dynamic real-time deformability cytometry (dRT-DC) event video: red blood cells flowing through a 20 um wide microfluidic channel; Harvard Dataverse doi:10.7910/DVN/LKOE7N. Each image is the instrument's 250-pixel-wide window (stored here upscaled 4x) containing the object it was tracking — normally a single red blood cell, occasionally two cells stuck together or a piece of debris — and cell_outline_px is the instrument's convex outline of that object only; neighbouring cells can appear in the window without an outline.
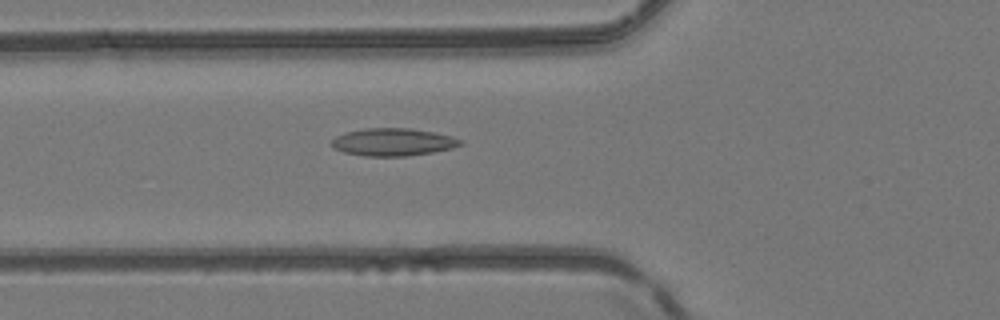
{"species": "common noctule bat (a hibernating species)", "species_latin": "Nyctalus noctula", "temperature_condition": "room temperature", "stored_images_in_passage": 35, "camera_frame_rate_fps": 3000, "um_per_image_px": 0.085, "animal": {"sex": "female", "body_mass_g": 24.6, "forearm_length_mm": 56.2}, "frame": {"image": 1, "passage_image": 14, "time_ms": 4.333, "image_size_px": [1000, 320], "cell_outline_px": [[464, 144], [452, 148], [432, 152], [404, 156], [364, 156], [344, 152], [332, 148], [332, 140], [336, 136], [348, 132], [364, 128], [412, 128], [452, 136], [464, 140]], "centroid_in_image_um": [33.43, 12.07], "position_along_channel_um": 92.4, "area_um2": 20.69}}
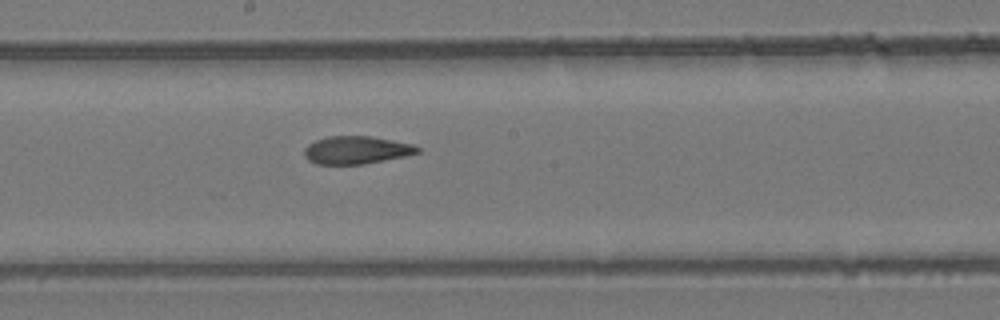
{"frame": {"image": 2, "passage_image": 23, "time_ms": 7.333, "image_size_px": [1000, 320], "cell_outline_px": [[420, 152], [404, 156], [364, 164], [316, 164], [308, 160], [304, 156], [304, 148], [308, 144], [316, 140], [328, 136], [372, 136], [412, 144], [420, 148]], "centroid_in_image_um": [30.27, 12.75], "position_along_channel_um": 217.9, "area_um2": 18.32}}
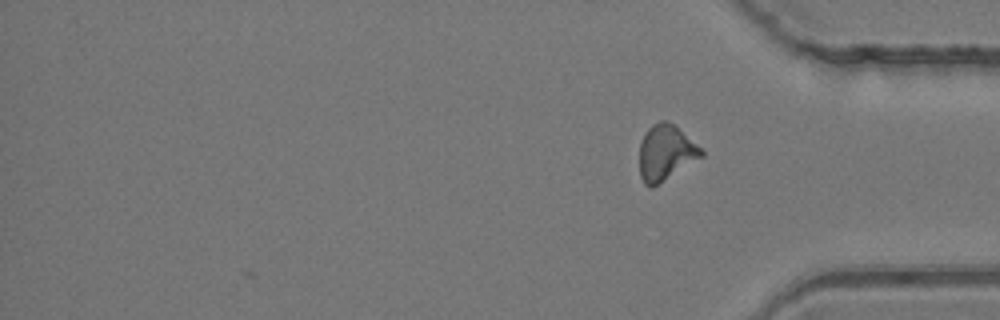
{"frame": {"image": 3, "passage_image": 35, "time_ms": 11.333, "image_size_px": [1000, 320], "cell_outline_px": [[704, 156], [652, 188], [648, 188], [644, 184], [640, 176], [640, 144], [644, 132], [652, 124], [660, 120], [668, 120], [696, 144], [704, 152]], "centroid_in_image_um": [56.56, 12.99], "position_along_channel_um": 378.6, "area_um2": 20.0}, "authors_computed_cell_mechanics": {"area_um2": 19.5942, "velocity_mm_per_s": 4.1672, "shape_relaxation_time_tau1_ms": null, "shape_relaxation_time_tau2_ms": 2.9564, "deformation_change_tau1": null, "deformation_change_tau2": 0.1033}}